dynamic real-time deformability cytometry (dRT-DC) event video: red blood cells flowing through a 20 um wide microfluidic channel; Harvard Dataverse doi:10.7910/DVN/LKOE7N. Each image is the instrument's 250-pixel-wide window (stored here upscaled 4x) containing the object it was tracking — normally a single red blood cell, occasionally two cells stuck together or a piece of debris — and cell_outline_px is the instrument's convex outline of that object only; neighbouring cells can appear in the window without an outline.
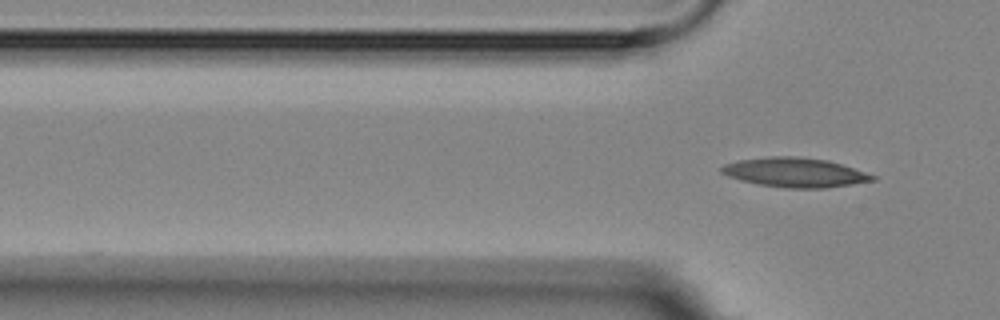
{"species": "Egyptian fruit bat (a non-hibernating species)", "species_latin": "Rousettus aegyptiacus", "temperature_condition": "room temperature", "stored_images_in_passage": 4, "segment_of_instrument_passage": [2, 2], "camera_frame_rate_fps": 3000, "um_per_image_px": 0.085, "animal": {"sex": "female"}, "frame": {"image": 1, "passage_image": 4, "time_ms": 5.0, "image_size_px": [1000, 320], "cell_outline_px": [[876, 180], [852, 184], [824, 188], [784, 188], [760, 184], [740, 180], [728, 176], [720, 172], [720, 168], [724, 164], [736, 160], [768, 156], [796, 156], [828, 160], [876, 176]], "centroid_in_image_um": [67.52, 14.65], "position_along_channel_um": 58.3, "area_um2": 25.84}}